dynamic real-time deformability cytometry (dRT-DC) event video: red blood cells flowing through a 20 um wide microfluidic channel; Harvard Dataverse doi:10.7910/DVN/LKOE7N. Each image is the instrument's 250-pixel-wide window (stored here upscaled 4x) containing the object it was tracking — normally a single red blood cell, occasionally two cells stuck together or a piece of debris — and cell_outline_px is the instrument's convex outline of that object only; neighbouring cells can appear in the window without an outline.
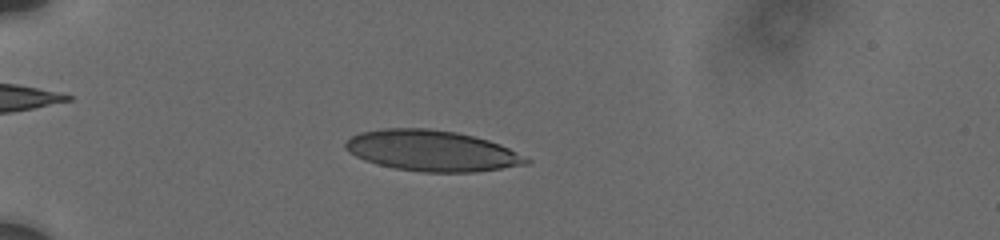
{"species": "human", "species_latin": "Homo sapiens", "temperature_condition": "cold", "stored_images_in_passage": 19, "camera_frame_rate_fps": 3000, "um_per_image_px": 0.085, "donor": {"sex": "male"}, "frame": {"image": 1, "passage_image": 14, "time_ms": 3.0, "image_size_px": [1000, 240], "cell_outline_px": [[532, 160], [528, 164], [476, 172], [424, 172], [396, 168], [376, 164], [364, 160], [348, 152], [344, 148], [344, 144], [352, 136], [360, 132], [384, 128], [428, 128], [456, 132], [488, 140], [500, 144]], "centroid_in_image_um": [36.69, 12.81], "position_along_channel_um": 48.3, "area_um2": 42.95}}